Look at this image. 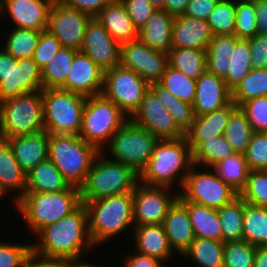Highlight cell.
Masks as SVG:
<instances>
[{
    "label": "cell",
    "mask_w": 267,
    "mask_h": 267,
    "mask_svg": "<svg viewBox=\"0 0 267 267\" xmlns=\"http://www.w3.org/2000/svg\"><path fill=\"white\" fill-rule=\"evenodd\" d=\"M35 237L39 241L32 244V250L45 257L73 258L95 248L88 232L87 209L83 203L61 220L43 227Z\"/></svg>",
    "instance_id": "obj_1"
},
{
    "label": "cell",
    "mask_w": 267,
    "mask_h": 267,
    "mask_svg": "<svg viewBox=\"0 0 267 267\" xmlns=\"http://www.w3.org/2000/svg\"><path fill=\"white\" fill-rule=\"evenodd\" d=\"M193 165V153L185 137L158 140L147 166L139 175V181L149 186L170 188L178 182L179 188H182Z\"/></svg>",
    "instance_id": "obj_2"
},
{
    "label": "cell",
    "mask_w": 267,
    "mask_h": 267,
    "mask_svg": "<svg viewBox=\"0 0 267 267\" xmlns=\"http://www.w3.org/2000/svg\"><path fill=\"white\" fill-rule=\"evenodd\" d=\"M81 204L80 188L71 185L59 192H25L13 206L36 235L43 227L61 220Z\"/></svg>",
    "instance_id": "obj_3"
},
{
    "label": "cell",
    "mask_w": 267,
    "mask_h": 267,
    "mask_svg": "<svg viewBox=\"0 0 267 267\" xmlns=\"http://www.w3.org/2000/svg\"><path fill=\"white\" fill-rule=\"evenodd\" d=\"M82 203L87 209L88 232L95 248L134 227L132 192Z\"/></svg>",
    "instance_id": "obj_4"
},
{
    "label": "cell",
    "mask_w": 267,
    "mask_h": 267,
    "mask_svg": "<svg viewBox=\"0 0 267 267\" xmlns=\"http://www.w3.org/2000/svg\"><path fill=\"white\" fill-rule=\"evenodd\" d=\"M49 159L70 185L80 188L100 151L79 135L49 134Z\"/></svg>",
    "instance_id": "obj_5"
},
{
    "label": "cell",
    "mask_w": 267,
    "mask_h": 267,
    "mask_svg": "<svg viewBox=\"0 0 267 267\" xmlns=\"http://www.w3.org/2000/svg\"><path fill=\"white\" fill-rule=\"evenodd\" d=\"M100 152L93 161L85 183L80 187L82 201L133 192L139 174L121 162Z\"/></svg>",
    "instance_id": "obj_6"
},
{
    "label": "cell",
    "mask_w": 267,
    "mask_h": 267,
    "mask_svg": "<svg viewBox=\"0 0 267 267\" xmlns=\"http://www.w3.org/2000/svg\"><path fill=\"white\" fill-rule=\"evenodd\" d=\"M129 118L103 94L86 97L79 136L100 152ZM104 150V151H103Z\"/></svg>",
    "instance_id": "obj_7"
},
{
    "label": "cell",
    "mask_w": 267,
    "mask_h": 267,
    "mask_svg": "<svg viewBox=\"0 0 267 267\" xmlns=\"http://www.w3.org/2000/svg\"><path fill=\"white\" fill-rule=\"evenodd\" d=\"M43 119L49 134L79 135L86 96L63 89L42 90Z\"/></svg>",
    "instance_id": "obj_8"
},
{
    "label": "cell",
    "mask_w": 267,
    "mask_h": 267,
    "mask_svg": "<svg viewBox=\"0 0 267 267\" xmlns=\"http://www.w3.org/2000/svg\"><path fill=\"white\" fill-rule=\"evenodd\" d=\"M42 90L2 101L0 139L44 130Z\"/></svg>",
    "instance_id": "obj_9"
},
{
    "label": "cell",
    "mask_w": 267,
    "mask_h": 267,
    "mask_svg": "<svg viewBox=\"0 0 267 267\" xmlns=\"http://www.w3.org/2000/svg\"><path fill=\"white\" fill-rule=\"evenodd\" d=\"M158 139L128 119L106 146L112 160L131 167L139 175L147 166Z\"/></svg>",
    "instance_id": "obj_10"
},
{
    "label": "cell",
    "mask_w": 267,
    "mask_h": 267,
    "mask_svg": "<svg viewBox=\"0 0 267 267\" xmlns=\"http://www.w3.org/2000/svg\"><path fill=\"white\" fill-rule=\"evenodd\" d=\"M197 168H202L196 170ZM182 189V190H181ZM179 190L180 201H189L199 205L219 209L230 203L239 193L225 183L212 168L203 169L193 165Z\"/></svg>",
    "instance_id": "obj_11"
},
{
    "label": "cell",
    "mask_w": 267,
    "mask_h": 267,
    "mask_svg": "<svg viewBox=\"0 0 267 267\" xmlns=\"http://www.w3.org/2000/svg\"><path fill=\"white\" fill-rule=\"evenodd\" d=\"M149 85L133 70L118 65L104 71L102 94L130 119L140 107Z\"/></svg>",
    "instance_id": "obj_12"
},
{
    "label": "cell",
    "mask_w": 267,
    "mask_h": 267,
    "mask_svg": "<svg viewBox=\"0 0 267 267\" xmlns=\"http://www.w3.org/2000/svg\"><path fill=\"white\" fill-rule=\"evenodd\" d=\"M41 69L33 57L15 59L0 49V100L41 90Z\"/></svg>",
    "instance_id": "obj_13"
},
{
    "label": "cell",
    "mask_w": 267,
    "mask_h": 267,
    "mask_svg": "<svg viewBox=\"0 0 267 267\" xmlns=\"http://www.w3.org/2000/svg\"><path fill=\"white\" fill-rule=\"evenodd\" d=\"M172 189L149 186L139 181L132 192L134 226L162 224L169 208L179 197V191H173V195Z\"/></svg>",
    "instance_id": "obj_14"
},
{
    "label": "cell",
    "mask_w": 267,
    "mask_h": 267,
    "mask_svg": "<svg viewBox=\"0 0 267 267\" xmlns=\"http://www.w3.org/2000/svg\"><path fill=\"white\" fill-rule=\"evenodd\" d=\"M120 65L149 84L159 82L169 65L168 53L154 50L137 38L121 45Z\"/></svg>",
    "instance_id": "obj_15"
},
{
    "label": "cell",
    "mask_w": 267,
    "mask_h": 267,
    "mask_svg": "<svg viewBox=\"0 0 267 267\" xmlns=\"http://www.w3.org/2000/svg\"><path fill=\"white\" fill-rule=\"evenodd\" d=\"M91 17L82 11L54 1L49 13L47 30L64 48L80 51L84 32Z\"/></svg>",
    "instance_id": "obj_16"
},
{
    "label": "cell",
    "mask_w": 267,
    "mask_h": 267,
    "mask_svg": "<svg viewBox=\"0 0 267 267\" xmlns=\"http://www.w3.org/2000/svg\"><path fill=\"white\" fill-rule=\"evenodd\" d=\"M130 120L151 132L158 140H175L185 137V133L175 123L172 115L150 89Z\"/></svg>",
    "instance_id": "obj_17"
},
{
    "label": "cell",
    "mask_w": 267,
    "mask_h": 267,
    "mask_svg": "<svg viewBox=\"0 0 267 267\" xmlns=\"http://www.w3.org/2000/svg\"><path fill=\"white\" fill-rule=\"evenodd\" d=\"M80 52L88 55L103 71L120 65L121 45L96 18H91L86 25Z\"/></svg>",
    "instance_id": "obj_18"
},
{
    "label": "cell",
    "mask_w": 267,
    "mask_h": 267,
    "mask_svg": "<svg viewBox=\"0 0 267 267\" xmlns=\"http://www.w3.org/2000/svg\"><path fill=\"white\" fill-rule=\"evenodd\" d=\"M54 1L1 0L0 15L7 14L11 18L10 21L13 22L12 27L45 31Z\"/></svg>",
    "instance_id": "obj_19"
},
{
    "label": "cell",
    "mask_w": 267,
    "mask_h": 267,
    "mask_svg": "<svg viewBox=\"0 0 267 267\" xmlns=\"http://www.w3.org/2000/svg\"><path fill=\"white\" fill-rule=\"evenodd\" d=\"M104 71L86 54L78 51L60 88L86 97L102 94Z\"/></svg>",
    "instance_id": "obj_20"
},
{
    "label": "cell",
    "mask_w": 267,
    "mask_h": 267,
    "mask_svg": "<svg viewBox=\"0 0 267 267\" xmlns=\"http://www.w3.org/2000/svg\"><path fill=\"white\" fill-rule=\"evenodd\" d=\"M232 102V91L223 78L206 70L196 80L195 99L192 104L196 116L219 110Z\"/></svg>",
    "instance_id": "obj_21"
},
{
    "label": "cell",
    "mask_w": 267,
    "mask_h": 267,
    "mask_svg": "<svg viewBox=\"0 0 267 267\" xmlns=\"http://www.w3.org/2000/svg\"><path fill=\"white\" fill-rule=\"evenodd\" d=\"M4 140L11 147L18 165L25 173L49 158V133L46 129Z\"/></svg>",
    "instance_id": "obj_22"
},
{
    "label": "cell",
    "mask_w": 267,
    "mask_h": 267,
    "mask_svg": "<svg viewBox=\"0 0 267 267\" xmlns=\"http://www.w3.org/2000/svg\"><path fill=\"white\" fill-rule=\"evenodd\" d=\"M162 226L173 253L176 252L181 257L195 239V235L187 207L179 199L169 208Z\"/></svg>",
    "instance_id": "obj_23"
},
{
    "label": "cell",
    "mask_w": 267,
    "mask_h": 267,
    "mask_svg": "<svg viewBox=\"0 0 267 267\" xmlns=\"http://www.w3.org/2000/svg\"><path fill=\"white\" fill-rule=\"evenodd\" d=\"M172 48L206 50L213 34L206 20L176 15L172 25Z\"/></svg>",
    "instance_id": "obj_24"
},
{
    "label": "cell",
    "mask_w": 267,
    "mask_h": 267,
    "mask_svg": "<svg viewBox=\"0 0 267 267\" xmlns=\"http://www.w3.org/2000/svg\"><path fill=\"white\" fill-rule=\"evenodd\" d=\"M237 107L232 101L219 110L196 116L191 127L185 132V138L192 152L206 139L223 135L229 117Z\"/></svg>",
    "instance_id": "obj_25"
},
{
    "label": "cell",
    "mask_w": 267,
    "mask_h": 267,
    "mask_svg": "<svg viewBox=\"0 0 267 267\" xmlns=\"http://www.w3.org/2000/svg\"><path fill=\"white\" fill-rule=\"evenodd\" d=\"M95 18L120 45L138 38V30L120 0H113Z\"/></svg>",
    "instance_id": "obj_26"
},
{
    "label": "cell",
    "mask_w": 267,
    "mask_h": 267,
    "mask_svg": "<svg viewBox=\"0 0 267 267\" xmlns=\"http://www.w3.org/2000/svg\"><path fill=\"white\" fill-rule=\"evenodd\" d=\"M174 17L165 10H154L138 30V38L150 48L168 53L172 49Z\"/></svg>",
    "instance_id": "obj_27"
},
{
    "label": "cell",
    "mask_w": 267,
    "mask_h": 267,
    "mask_svg": "<svg viewBox=\"0 0 267 267\" xmlns=\"http://www.w3.org/2000/svg\"><path fill=\"white\" fill-rule=\"evenodd\" d=\"M133 243L135 251L155 257L163 262L170 260L174 253L170 248L162 224L134 226Z\"/></svg>",
    "instance_id": "obj_28"
},
{
    "label": "cell",
    "mask_w": 267,
    "mask_h": 267,
    "mask_svg": "<svg viewBox=\"0 0 267 267\" xmlns=\"http://www.w3.org/2000/svg\"><path fill=\"white\" fill-rule=\"evenodd\" d=\"M26 190V173L20 168L9 144L0 139V192L7 196L16 191L12 202L15 204Z\"/></svg>",
    "instance_id": "obj_29"
},
{
    "label": "cell",
    "mask_w": 267,
    "mask_h": 267,
    "mask_svg": "<svg viewBox=\"0 0 267 267\" xmlns=\"http://www.w3.org/2000/svg\"><path fill=\"white\" fill-rule=\"evenodd\" d=\"M70 186L49 158L26 173L25 192H59Z\"/></svg>",
    "instance_id": "obj_30"
},
{
    "label": "cell",
    "mask_w": 267,
    "mask_h": 267,
    "mask_svg": "<svg viewBox=\"0 0 267 267\" xmlns=\"http://www.w3.org/2000/svg\"><path fill=\"white\" fill-rule=\"evenodd\" d=\"M188 210L195 237L222 241L217 209L189 201H181Z\"/></svg>",
    "instance_id": "obj_31"
},
{
    "label": "cell",
    "mask_w": 267,
    "mask_h": 267,
    "mask_svg": "<svg viewBox=\"0 0 267 267\" xmlns=\"http://www.w3.org/2000/svg\"><path fill=\"white\" fill-rule=\"evenodd\" d=\"M239 39L235 35H213L206 49V70L225 79L229 72V59Z\"/></svg>",
    "instance_id": "obj_32"
},
{
    "label": "cell",
    "mask_w": 267,
    "mask_h": 267,
    "mask_svg": "<svg viewBox=\"0 0 267 267\" xmlns=\"http://www.w3.org/2000/svg\"><path fill=\"white\" fill-rule=\"evenodd\" d=\"M149 89L172 115L178 127L185 133L196 117L192 104L177 99L159 82L150 83Z\"/></svg>",
    "instance_id": "obj_33"
},
{
    "label": "cell",
    "mask_w": 267,
    "mask_h": 267,
    "mask_svg": "<svg viewBox=\"0 0 267 267\" xmlns=\"http://www.w3.org/2000/svg\"><path fill=\"white\" fill-rule=\"evenodd\" d=\"M78 51L61 47L53 59L41 70V90L59 89L66 78Z\"/></svg>",
    "instance_id": "obj_34"
},
{
    "label": "cell",
    "mask_w": 267,
    "mask_h": 267,
    "mask_svg": "<svg viewBox=\"0 0 267 267\" xmlns=\"http://www.w3.org/2000/svg\"><path fill=\"white\" fill-rule=\"evenodd\" d=\"M224 242L195 237L182 258H190L197 267H223Z\"/></svg>",
    "instance_id": "obj_35"
},
{
    "label": "cell",
    "mask_w": 267,
    "mask_h": 267,
    "mask_svg": "<svg viewBox=\"0 0 267 267\" xmlns=\"http://www.w3.org/2000/svg\"><path fill=\"white\" fill-rule=\"evenodd\" d=\"M222 242L243 240L244 200L238 195L230 203L217 209Z\"/></svg>",
    "instance_id": "obj_36"
},
{
    "label": "cell",
    "mask_w": 267,
    "mask_h": 267,
    "mask_svg": "<svg viewBox=\"0 0 267 267\" xmlns=\"http://www.w3.org/2000/svg\"><path fill=\"white\" fill-rule=\"evenodd\" d=\"M168 62L169 66L197 80L206 71V50L172 48L168 52Z\"/></svg>",
    "instance_id": "obj_37"
},
{
    "label": "cell",
    "mask_w": 267,
    "mask_h": 267,
    "mask_svg": "<svg viewBox=\"0 0 267 267\" xmlns=\"http://www.w3.org/2000/svg\"><path fill=\"white\" fill-rule=\"evenodd\" d=\"M243 240L254 246H267V208L244 201Z\"/></svg>",
    "instance_id": "obj_38"
},
{
    "label": "cell",
    "mask_w": 267,
    "mask_h": 267,
    "mask_svg": "<svg viewBox=\"0 0 267 267\" xmlns=\"http://www.w3.org/2000/svg\"><path fill=\"white\" fill-rule=\"evenodd\" d=\"M5 41H2L3 49L15 59L33 57L41 31L11 27ZM10 32V33H9Z\"/></svg>",
    "instance_id": "obj_39"
},
{
    "label": "cell",
    "mask_w": 267,
    "mask_h": 267,
    "mask_svg": "<svg viewBox=\"0 0 267 267\" xmlns=\"http://www.w3.org/2000/svg\"><path fill=\"white\" fill-rule=\"evenodd\" d=\"M212 169L238 193L245 187L250 172L244 154L234 153L215 164Z\"/></svg>",
    "instance_id": "obj_40"
},
{
    "label": "cell",
    "mask_w": 267,
    "mask_h": 267,
    "mask_svg": "<svg viewBox=\"0 0 267 267\" xmlns=\"http://www.w3.org/2000/svg\"><path fill=\"white\" fill-rule=\"evenodd\" d=\"M253 128L246 114L237 107L230 115L223 136L230 143L235 153L244 154L251 141Z\"/></svg>",
    "instance_id": "obj_41"
},
{
    "label": "cell",
    "mask_w": 267,
    "mask_h": 267,
    "mask_svg": "<svg viewBox=\"0 0 267 267\" xmlns=\"http://www.w3.org/2000/svg\"><path fill=\"white\" fill-rule=\"evenodd\" d=\"M192 153L194 165L212 168L235 152L224 136L220 135L206 139Z\"/></svg>",
    "instance_id": "obj_42"
},
{
    "label": "cell",
    "mask_w": 267,
    "mask_h": 267,
    "mask_svg": "<svg viewBox=\"0 0 267 267\" xmlns=\"http://www.w3.org/2000/svg\"><path fill=\"white\" fill-rule=\"evenodd\" d=\"M262 96H267V68H252L232 90V101L238 107L248 100Z\"/></svg>",
    "instance_id": "obj_43"
},
{
    "label": "cell",
    "mask_w": 267,
    "mask_h": 267,
    "mask_svg": "<svg viewBox=\"0 0 267 267\" xmlns=\"http://www.w3.org/2000/svg\"><path fill=\"white\" fill-rule=\"evenodd\" d=\"M249 40L239 39L229 59V72L224 79L232 91L252 69Z\"/></svg>",
    "instance_id": "obj_44"
},
{
    "label": "cell",
    "mask_w": 267,
    "mask_h": 267,
    "mask_svg": "<svg viewBox=\"0 0 267 267\" xmlns=\"http://www.w3.org/2000/svg\"><path fill=\"white\" fill-rule=\"evenodd\" d=\"M159 83L177 99L193 104L196 80L168 65Z\"/></svg>",
    "instance_id": "obj_45"
},
{
    "label": "cell",
    "mask_w": 267,
    "mask_h": 267,
    "mask_svg": "<svg viewBox=\"0 0 267 267\" xmlns=\"http://www.w3.org/2000/svg\"><path fill=\"white\" fill-rule=\"evenodd\" d=\"M236 0H219L207 18L213 35H234Z\"/></svg>",
    "instance_id": "obj_46"
},
{
    "label": "cell",
    "mask_w": 267,
    "mask_h": 267,
    "mask_svg": "<svg viewBox=\"0 0 267 267\" xmlns=\"http://www.w3.org/2000/svg\"><path fill=\"white\" fill-rule=\"evenodd\" d=\"M256 246L245 240L224 243L223 267H253Z\"/></svg>",
    "instance_id": "obj_47"
},
{
    "label": "cell",
    "mask_w": 267,
    "mask_h": 267,
    "mask_svg": "<svg viewBox=\"0 0 267 267\" xmlns=\"http://www.w3.org/2000/svg\"><path fill=\"white\" fill-rule=\"evenodd\" d=\"M239 196L246 203L267 208V170L250 171Z\"/></svg>",
    "instance_id": "obj_48"
},
{
    "label": "cell",
    "mask_w": 267,
    "mask_h": 267,
    "mask_svg": "<svg viewBox=\"0 0 267 267\" xmlns=\"http://www.w3.org/2000/svg\"><path fill=\"white\" fill-rule=\"evenodd\" d=\"M236 19L234 35L248 40L257 34V20L254 1L236 0Z\"/></svg>",
    "instance_id": "obj_49"
},
{
    "label": "cell",
    "mask_w": 267,
    "mask_h": 267,
    "mask_svg": "<svg viewBox=\"0 0 267 267\" xmlns=\"http://www.w3.org/2000/svg\"><path fill=\"white\" fill-rule=\"evenodd\" d=\"M250 171L267 170V132H254L244 153Z\"/></svg>",
    "instance_id": "obj_50"
},
{
    "label": "cell",
    "mask_w": 267,
    "mask_h": 267,
    "mask_svg": "<svg viewBox=\"0 0 267 267\" xmlns=\"http://www.w3.org/2000/svg\"><path fill=\"white\" fill-rule=\"evenodd\" d=\"M240 108L254 132H267V96L248 100Z\"/></svg>",
    "instance_id": "obj_51"
},
{
    "label": "cell",
    "mask_w": 267,
    "mask_h": 267,
    "mask_svg": "<svg viewBox=\"0 0 267 267\" xmlns=\"http://www.w3.org/2000/svg\"><path fill=\"white\" fill-rule=\"evenodd\" d=\"M32 244L0 242V267H24Z\"/></svg>",
    "instance_id": "obj_52"
},
{
    "label": "cell",
    "mask_w": 267,
    "mask_h": 267,
    "mask_svg": "<svg viewBox=\"0 0 267 267\" xmlns=\"http://www.w3.org/2000/svg\"><path fill=\"white\" fill-rule=\"evenodd\" d=\"M60 42L48 30L41 31L33 56L34 61L42 70L61 48Z\"/></svg>",
    "instance_id": "obj_53"
},
{
    "label": "cell",
    "mask_w": 267,
    "mask_h": 267,
    "mask_svg": "<svg viewBox=\"0 0 267 267\" xmlns=\"http://www.w3.org/2000/svg\"><path fill=\"white\" fill-rule=\"evenodd\" d=\"M129 14L133 25L139 30L154 12L149 0H120Z\"/></svg>",
    "instance_id": "obj_54"
},
{
    "label": "cell",
    "mask_w": 267,
    "mask_h": 267,
    "mask_svg": "<svg viewBox=\"0 0 267 267\" xmlns=\"http://www.w3.org/2000/svg\"><path fill=\"white\" fill-rule=\"evenodd\" d=\"M248 40L252 68H267V34H256Z\"/></svg>",
    "instance_id": "obj_55"
},
{
    "label": "cell",
    "mask_w": 267,
    "mask_h": 267,
    "mask_svg": "<svg viewBox=\"0 0 267 267\" xmlns=\"http://www.w3.org/2000/svg\"><path fill=\"white\" fill-rule=\"evenodd\" d=\"M60 4L76 8L95 18L98 13L113 0H55Z\"/></svg>",
    "instance_id": "obj_56"
},
{
    "label": "cell",
    "mask_w": 267,
    "mask_h": 267,
    "mask_svg": "<svg viewBox=\"0 0 267 267\" xmlns=\"http://www.w3.org/2000/svg\"><path fill=\"white\" fill-rule=\"evenodd\" d=\"M219 0H190L183 15L207 20Z\"/></svg>",
    "instance_id": "obj_57"
},
{
    "label": "cell",
    "mask_w": 267,
    "mask_h": 267,
    "mask_svg": "<svg viewBox=\"0 0 267 267\" xmlns=\"http://www.w3.org/2000/svg\"><path fill=\"white\" fill-rule=\"evenodd\" d=\"M24 267H68V258L45 257L32 250Z\"/></svg>",
    "instance_id": "obj_58"
},
{
    "label": "cell",
    "mask_w": 267,
    "mask_h": 267,
    "mask_svg": "<svg viewBox=\"0 0 267 267\" xmlns=\"http://www.w3.org/2000/svg\"><path fill=\"white\" fill-rule=\"evenodd\" d=\"M135 253V254H134ZM125 259L123 267H163V261L134 251Z\"/></svg>",
    "instance_id": "obj_59"
},
{
    "label": "cell",
    "mask_w": 267,
    "mask_h": 267,
    "mask_svg": "<svg viewBox=\"0 0 267 267\" xmlns=\"http://www.w3.org/2000/svg\"><path fill=\"white\" fill-rule=\"evenodd\" d=\"M257 34H267V0H255Z\"/></svg>",
    "instance_id": "obj_60"
},
{
    "label": "cell",
    "mask_w": 267,
    "mask_h": 267,
    "mask_svg": "<svg viewBox=\"0 0 267 267\" xmlns=\"http://www.w3.org/2000/svg\"><path fill=\"white\" fill-rule=\"evenodd\" d=\"M189 1L190 0H167L165 11L173 16L183 15Z\"/></svg>",
    "instance_id": "obj_61"
},
{
    "label": "cell",
    "mask_w": 267,
    "mask_h": 267,
    "mask_svg": "<svg viewBox=\"0 0 267 267\" xmlns=\"http://www.w3.org/2000/svg\"><path fill=\"white\" fill-rule=\"evenodd\" d=\"M253 267H267V246H257Z\"/></svg>",
    "instance_id": "obj_62"
},
{
    "label": "cell",
    "mask_w": 267,
    "mask_h": 267,
    "mask_svg": "<svg viewBox=\"0 0 267 267\" xmlns=\"http://www.w3.org/2000/svg\"><path fill=\"white\" fill-rule=\"evenodd\" d=\"M84 258H86L84 257V255L73 257V258H68V267H97V265L95 266V265H92L91 263L83 261Z\"/></svg>",
    "instance_id": "obj_63"
},
{
    "label": "cell",
    "mask_w": 267,
    "mask_h": 267,
    "mask_svg": "<svg viewBox=\"0 0 267 267\" xmlns=\"http://www.w3.org/2000/svg\"><path fill=\"white\" fill-rule=\"evenodd\" d=\"M155 10H165L167 0H149Z\"/></svg>",
    "instance_id": "obj_64"
},
{
    "label": "cell",
    "mask_w": 267,
    "mask_h": 267,
    "mask_svg": "<svg viewBox=\"0 0 267 267\" xmlns=\"http://www.w3.org/2000/svg\"><path fill=\"white\" fill-rule=\"evenodd\" d=\"M1 107H2V101L0 100V120H1Z\"/></svg>",
    "instance_id": "obj_65"
},
{
    "label": "cell",
    "mask_w": 267,
    "mask_h": 267,
    "mask_svg": "<svg viewBox=\"0 0 267 267\" xmlns=\"http://www.w3.org/2000/svg\"><path fill=\"white\" fill-rule=\"evenodd\" d=\"M2 198H4V195L0 192V199H2Z\"/></svg>",
    "instance_id": "obj_66"
}]
</instances>
